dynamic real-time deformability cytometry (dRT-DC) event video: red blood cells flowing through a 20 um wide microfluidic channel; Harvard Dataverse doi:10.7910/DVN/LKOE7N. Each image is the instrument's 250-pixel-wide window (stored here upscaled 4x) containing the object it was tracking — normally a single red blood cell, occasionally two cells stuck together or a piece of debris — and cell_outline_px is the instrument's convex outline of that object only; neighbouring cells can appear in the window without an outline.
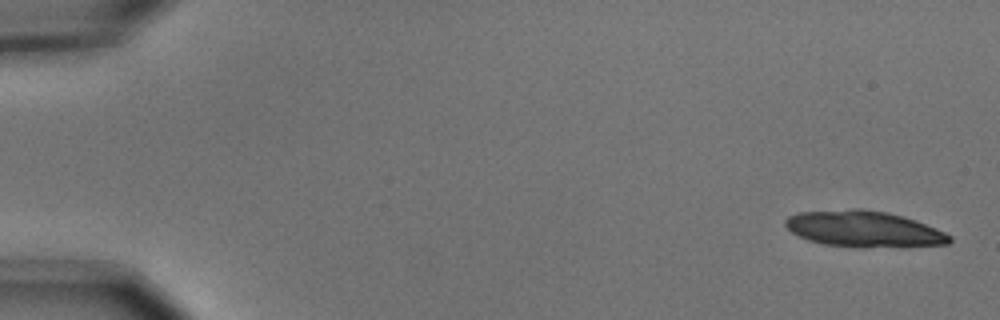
{"species": "common noctule bat (a hibernating species)", "species_latin": "Nyctalus noctula", "temperature_condition": "cold", "stored_images_in_passage": 6, "camera_frame_rate_fps": 3000, "um_per_image_px": 0.085, "animal": {"sex": "male", "body_mass_g": 15.6}, "frame": {"image": 1, "passage_image": 1, "time_ms": 0.0, "image_size_px": [1000, 320], "cell_outline_px": [[952, 240], [948, 244], [900, 248], [860, 248], [824, 244], [808, 240], [792, 232], [784, 224], [784, 220], [788, 216], [796, 212], [852, 208], [864, 208], [888, 212], [904, 216], [916, 220], [944, 232], [952, 236]], "centroid_in_image_um": [73.45, 19.47], "position_along_channel_um": 11.5, "area_um2": 35.43}}